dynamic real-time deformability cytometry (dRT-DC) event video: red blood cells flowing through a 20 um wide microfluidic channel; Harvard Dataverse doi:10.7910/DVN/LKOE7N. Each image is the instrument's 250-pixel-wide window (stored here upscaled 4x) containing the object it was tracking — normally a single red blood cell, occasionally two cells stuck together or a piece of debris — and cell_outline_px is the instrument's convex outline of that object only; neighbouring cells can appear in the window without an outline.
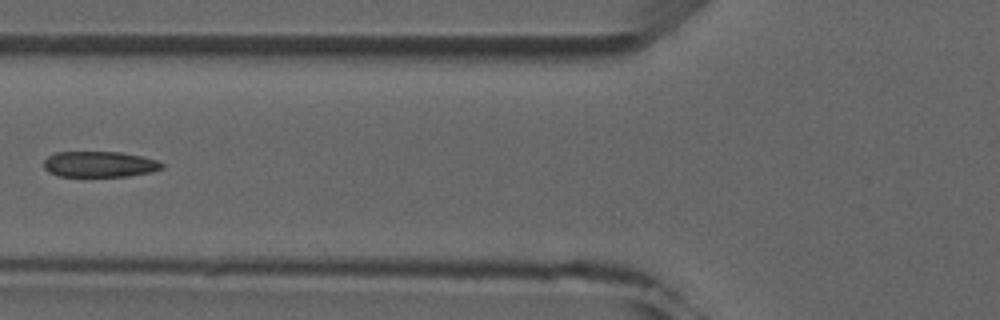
{"species": "common noctule bat (a hibernating species)", "species_latin": "Nyctalus noctula", "temperature_condition": "room temperature", "stored_images_in_passage": 6, "camera_frame_rate_fps": 3000, "um_per_image_px": 0.085, "animal": {"sex": "male", "forearm_length_mm": 52.5}, "frame": {"image": 1, "passage_image": 5, "time_ms": 4.667, "image_size_px": [1000, 320], "cell_outline_px": [[164, 168], [152, 172], [128, 176], [60, 176], [48, 172], [44, 168], [44, 160], [48, 156], [56, 152], [120, 152], [140, 156], [156, 160], [164, 164]], "centroid_in_image_um": [8.46, 13.96], "position_along_channel_um": 117.3, "area_um2": 17.74}}
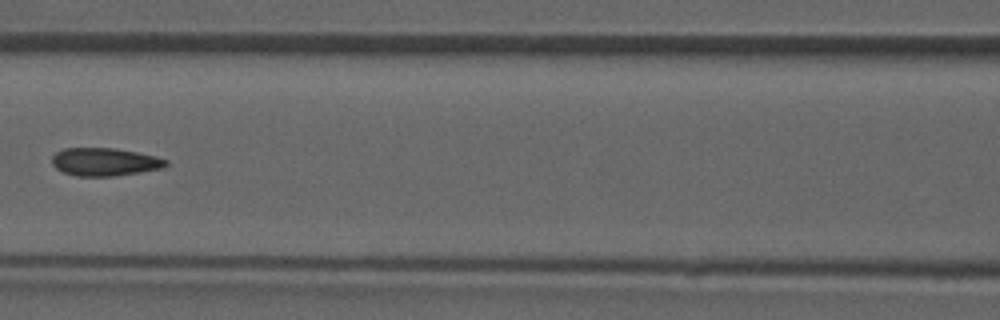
{"frame": {"image": 2, "passage_image": 6, "time_ms": 5.667, "image_size_px": [1000, 320], "cell_outline_px": [[168, 164], [164, 168], [116, 176], [76, 176], [64, 172], [56, 168], [52, 164], [52, 156], [56, 152], [64, 148], [116, 148], [156, 156], [168, 160]], "centroid_in_image_um": [8.92, 13.76], "position_along_channel_um": 157.7, "area_um2": 18.67}}